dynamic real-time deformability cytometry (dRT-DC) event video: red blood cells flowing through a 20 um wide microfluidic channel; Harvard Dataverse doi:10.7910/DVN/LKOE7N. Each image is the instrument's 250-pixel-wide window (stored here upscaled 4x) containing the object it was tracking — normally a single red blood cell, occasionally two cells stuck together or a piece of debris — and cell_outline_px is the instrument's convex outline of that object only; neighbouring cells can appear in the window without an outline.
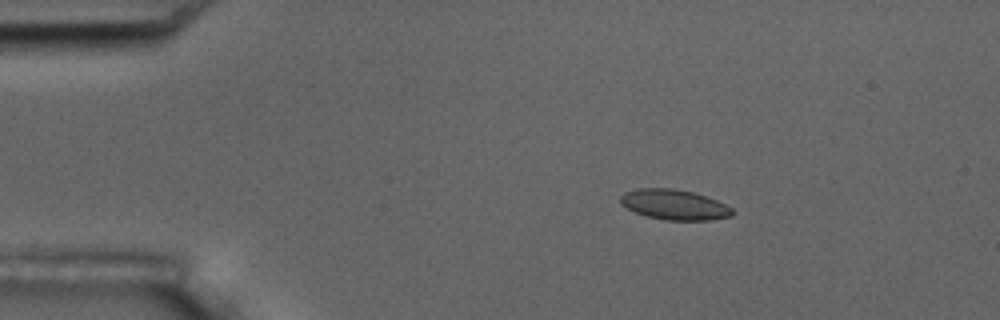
{"species": "common noctule bat (a hibernating species)", "species_latin": "Nyctalus noctula", "temperature_condition": "room temperature", "stored_images_in_passage": 5, "camera_frame_rate_fps": 3000, "um_per_image_px": 0.085, "animal": {"sex": "male", "body_mass_g": 17.5, "forearm_length_mm": 52.3}, "frame": {"image": 1, "passage_image": 2, "time_ms": 1.333, "image_size_px": [1000, 320], "cell_outline_px": [[736, 212], [732, 216], [712, 220], [664, 220], [648, 216], [636, 212], [620, 204], [620, 196], [624, 192], [636, 188], [672, 188], [692, 192], [716, 200], [732, 208]], "centroid_in_image_um": [57.32, 17.39], "position_along_channel_um": 27.7, "area_um2": 19.71}}